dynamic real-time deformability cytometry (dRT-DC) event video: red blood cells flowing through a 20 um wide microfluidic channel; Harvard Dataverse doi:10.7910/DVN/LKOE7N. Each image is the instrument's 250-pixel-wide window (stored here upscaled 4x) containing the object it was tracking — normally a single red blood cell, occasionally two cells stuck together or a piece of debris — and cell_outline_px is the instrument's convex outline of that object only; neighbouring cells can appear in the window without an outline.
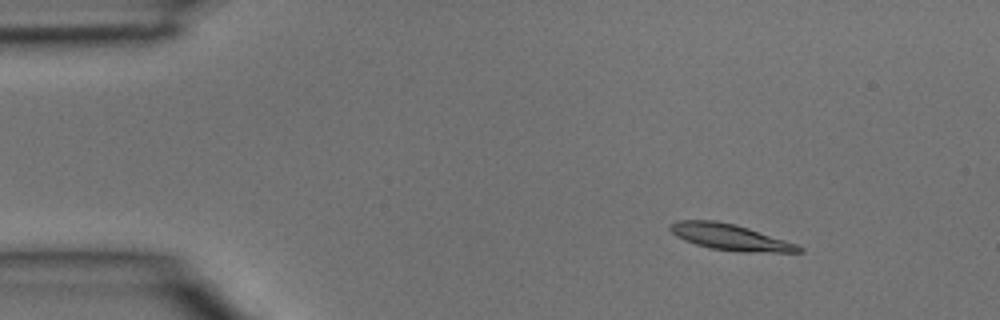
{"species": "common noctule bat (a hibernating species)", "species_latin": "Nyctalus noctula", "temperature_condition": "room temperature", "stored_images_in_passage": 5, "camera_frame_rate_fps": 3000, "um_per_image_px": 0.085, "animal": {"sex": "male", "body_mass_g": 15.6}, "frame": {"image": 1, "passage_image": 1, "time_ms": 0.0, "image_size_px": [1000, 320], "cell_outline_px": [[804, 252], [740, 252], [712, 248], [696, 244], [684, 240], [676, 236], [668, 228], [668, 224], [676, 220], [716, 220], [736, 224], [796, 244], [804, 248]], "centroid_in_image_um": [62.02, 20.14], "position_along_channel_um": 23.0, "area_um2": 19.54}}
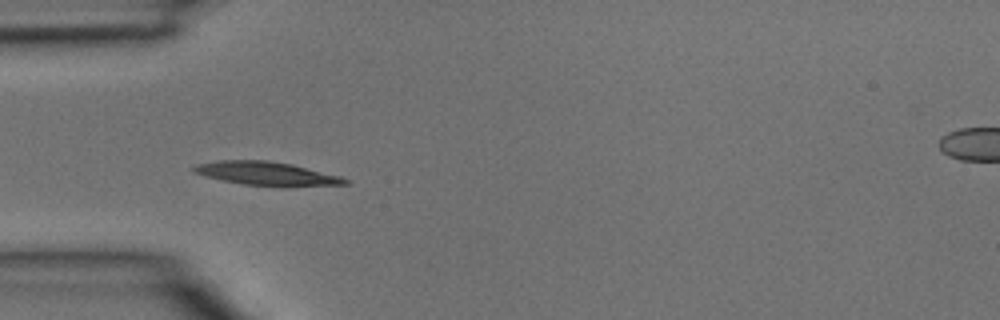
{"frame": {"image": 2, "passage_image": 3, "time_ms": 0.667, "image_size_px": [1000, 320], "cell_outline_px": [[348, 184], [288, 188], [284, 188], [244, 184], [220, 180], [192, 172], [192, 168], [196, 164], [216, 160], [268, 160], [292, 164], [340, 176], [348, 180]], "centroid_in_image_um": [22.68, 14.77], "position_along_channel_um": 62.3, "area_um2": 21.33}}